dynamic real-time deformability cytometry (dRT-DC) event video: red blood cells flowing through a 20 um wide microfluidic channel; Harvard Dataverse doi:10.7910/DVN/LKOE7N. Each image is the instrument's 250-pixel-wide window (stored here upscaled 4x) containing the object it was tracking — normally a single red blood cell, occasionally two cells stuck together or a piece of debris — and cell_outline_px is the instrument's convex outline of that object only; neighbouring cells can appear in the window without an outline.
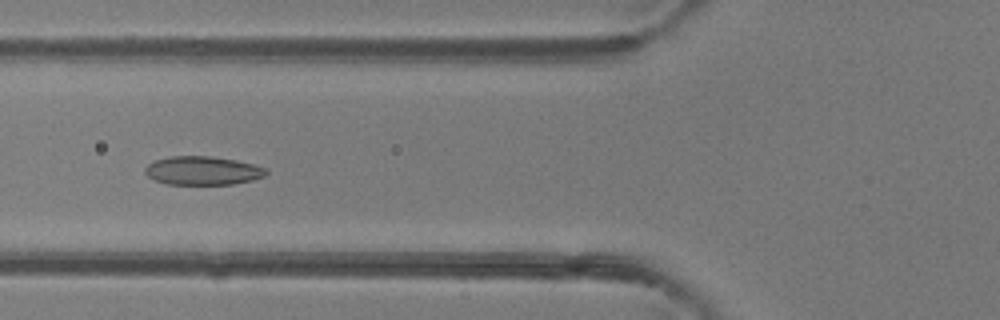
{"species": "common noctule bat (a hibernating species)", "species_latin": "Nyctalus noctula", "temperature_condition": "room temperature", "stored_images_in_passage": 34, "camera_frame_rate_fps": 3000, "um_per_image_px": 0.085, "animal": {"sex": "female"}, "frame": {"image": 1, "passage_image": 5, "time_ms": 1.333, "image_size_px": [1000, 320], "cell_outline_px": [[268, 172], [264, 176], [252, 180], [232, 184], [168, 184], [156, 180], [148, 176], [144, 172], [144, 168], [148, 164], [156, 160], [172, 156], [212, 156], [236, 160], [252, 164], [264, 168]], "centroid_in_image_um": [17.21, 14.5], "position_along_channel_um": 108.6, "area_um2": 20.0}}
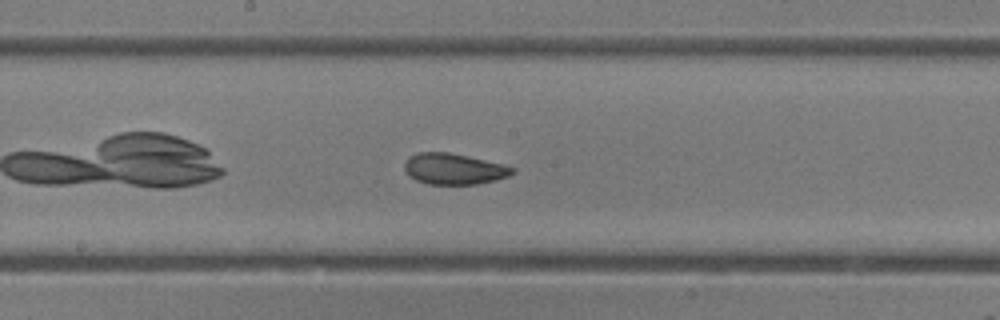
{"frame": {"image": 2, "passage_image": 12, "time_ms": 3.667, "image_size_px": [1000, 320], "cell_outline_px": [[516, 168], [508, 176], [496, 180], [476, 184], [428, 184], [416, 180], [408, 176], [404, 172], [404, 164], [408, 156], [420, 152], [448, 152], [504, 164]], "centroid_in_image_um": [38.54, 14.36], "position_along_channel_um": 209.7, "area_um2": 19.54}}
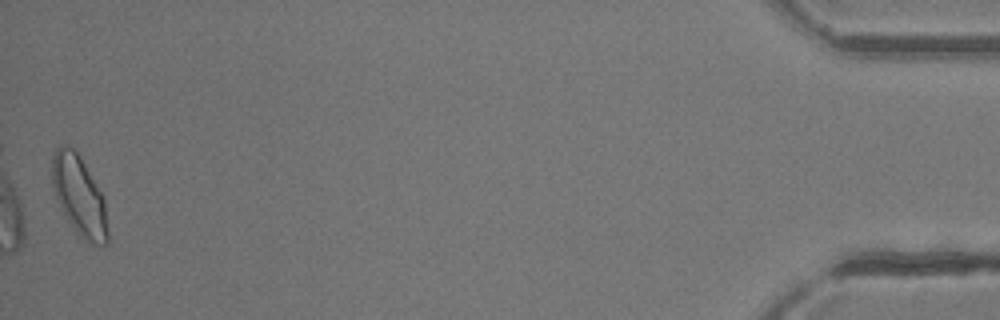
{"frame": {"image": 3, "passage_image": 34, "time_ms": 11.0, "image_size_px": [1000, 320], "cell_outline_px": [[108, 244], [96, 244], [80, 236], [76, 232], [68, 220], [56, 196], [52, 184], [52, 156], [56, 148], [64, 144], [68, 144], [80, 156], [104, 196], [108, 232]], "centroid_in_image_um": [6.74, 16.61], "position_along_channel_um": 428.5, "area_um2": 25.55}, "authors_computed_cell_mechanics": {"area_um2": 20.0566, "velocity_mm_per_s": 4.317, "shape_relaxation_time_tau1_ms": 8.7291, "shape_relaxation_time_tau2_ms": 1.3308, "deformation_change_tau1": 0.1822, "deformation_change_tau2": 0.069}}